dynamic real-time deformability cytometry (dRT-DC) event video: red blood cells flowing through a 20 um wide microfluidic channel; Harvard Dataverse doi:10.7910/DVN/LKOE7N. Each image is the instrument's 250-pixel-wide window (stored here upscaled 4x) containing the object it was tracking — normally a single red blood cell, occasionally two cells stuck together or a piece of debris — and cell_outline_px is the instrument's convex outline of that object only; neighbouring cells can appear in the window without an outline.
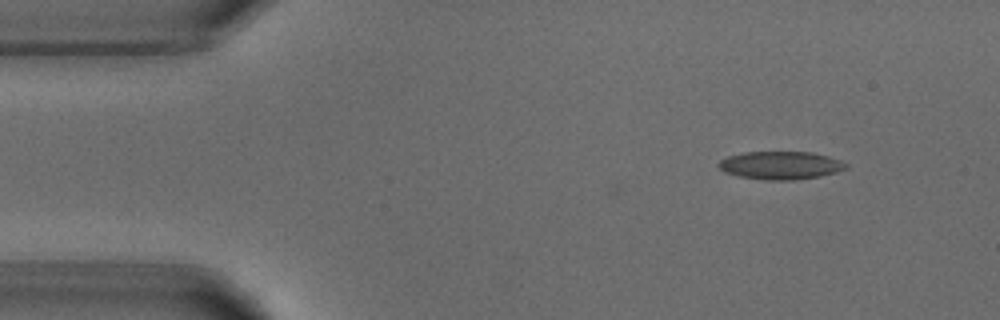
{"species": "common noctule bat (a hibernating species)", "species_latin": "Nyctalus noctula", "temperature_condition": "warm", "stored_images_in_passage": 3, "camera_frame_rate_fps": 3000, "um_per_image_px": 0.085, "animal": {"sex": "male", "body_mass_g": 18.8}, "frame": {"image": 1, "passage_image": 3, "time_ms": 2.333, "image_size_px": [1000, 320], "cell_outline_px": [[848, 168], [836, 172], [820, 176], [792, 180], [764, 180], [740, 176], [724, 172], [716, 164], [720, 160], [728, 156], [744, 152], [812, 152], [828, 156], [840, 160], [848, 164]], "centroid_in_image_um": [66.35, 14.05], "position_along_channel_um": 18.6, "area_um2": 20.81}}